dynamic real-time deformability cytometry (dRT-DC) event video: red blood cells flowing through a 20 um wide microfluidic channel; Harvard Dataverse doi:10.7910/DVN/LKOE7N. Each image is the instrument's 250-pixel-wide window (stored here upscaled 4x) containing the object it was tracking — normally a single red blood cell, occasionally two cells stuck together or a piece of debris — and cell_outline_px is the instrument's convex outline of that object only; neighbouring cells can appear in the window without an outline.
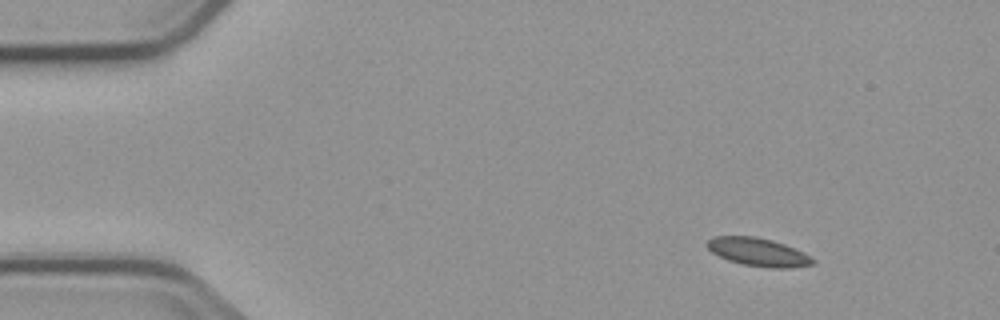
{"species": "common noctule bat (a hibernating species)", "species_latin": "Nyctalus noctula", "temperature_condition": "cold", "stored_images_in_passage": 3, "camera_frame_rate_fps": 3000, "um_per_image_px": 0.085, "animal": {"sex": "male", "body_mass_g": 23.1, "forearm_length_mm": 52.7}, "frame": {"image": 1, "passage_image": 1, "time_ms": 0.0, "image_size_px": [1000, 320], "cell_outline_px": [[816, 260], [812, 264], [792, 268], [772, 268], [744, 264], [728, 260], [712, 252], [708, 248], [708, 240], [712, 236], [756, 236], [772, 240], [784, 244], [804, 252]], "centroid_in_image_um": [64.47, 21.42], "position_along_channel_um": 20.5, "area_um2": 17.22}}
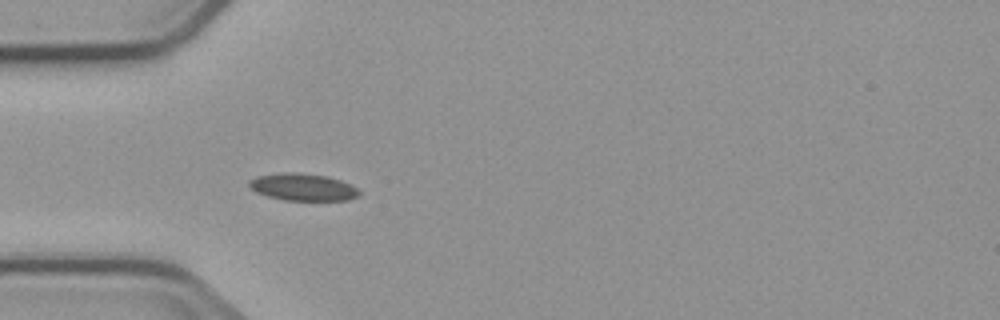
{"frame": {"image": 2, "passage_image": 3, "time_ms": 3.333, "image_size_px": [1000, 320], "cell_outline_px": [[360, 196], [348, 200], [284, 200], [268, 196], [256, 192], [248, 184], [248, 180], [256, 176], [284, 172], [296, 172], [328, 176], [340, 180], [356, 188], [360, 192]], "centroid_in_image_um": [25.73, 15.9], "position_along_channel_um": 59.3, "area_um2": 17.4}}